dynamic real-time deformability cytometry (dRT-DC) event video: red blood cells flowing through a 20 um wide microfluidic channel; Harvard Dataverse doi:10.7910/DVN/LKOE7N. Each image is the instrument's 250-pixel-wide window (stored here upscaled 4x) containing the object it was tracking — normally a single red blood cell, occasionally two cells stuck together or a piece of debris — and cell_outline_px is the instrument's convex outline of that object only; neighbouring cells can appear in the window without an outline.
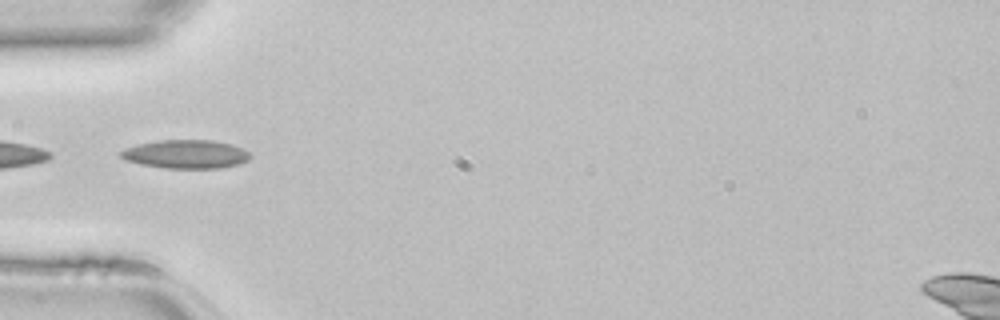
{"species": "common noctule bat (a hibernating species)", "species_latin": "Nyctalus noctula", "temperature_condition": "room temperature", "stored_images_in_passage": 45, "camera_frame_rate_fps": 3000, "um_per_image_px": 0.085, "animal": {"sex": "female", "body_mass_g": 22.7, "forearm_length_mm": 54.2}, "frame": {"image": 1, "passage_image": 14, "time_ms": 4.333, "image_size_px": [1000, 320], "cell_outline_px": [[252, 156], [248, 160], [240, 164], [224, 168], [164, 168], [140, 164], [124, 160], [120, 156], [120, 152], [124, 148], [156, 140], [212, 140], [232, 144], [244, 148]], "centroid_in_image_um": [15.82, 13.11], "position_along_channel_um": 69.2, "area_um2": 21.79}}
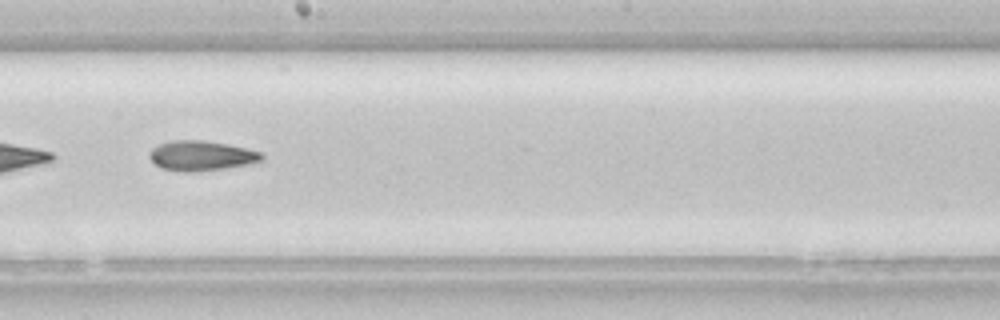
{"frame": {"image": 2, "passage_image": 25, "time_ms": 8.0, "image_size_px": [1000, 320], "cell_outline_px": [[264, 160], [248, 164], [224, 168], [192, 172], [184, 172], [160, 168], [148, 156], [148, 152], [152, 148], [160, 144], [172, 140], [204, 140], [228, 144], [260, 152], [264, 156]], "centroid_in_image_um": [17.09, 13.23], "position_along_channel_um": 231.1, "area_um2": 19.54}}